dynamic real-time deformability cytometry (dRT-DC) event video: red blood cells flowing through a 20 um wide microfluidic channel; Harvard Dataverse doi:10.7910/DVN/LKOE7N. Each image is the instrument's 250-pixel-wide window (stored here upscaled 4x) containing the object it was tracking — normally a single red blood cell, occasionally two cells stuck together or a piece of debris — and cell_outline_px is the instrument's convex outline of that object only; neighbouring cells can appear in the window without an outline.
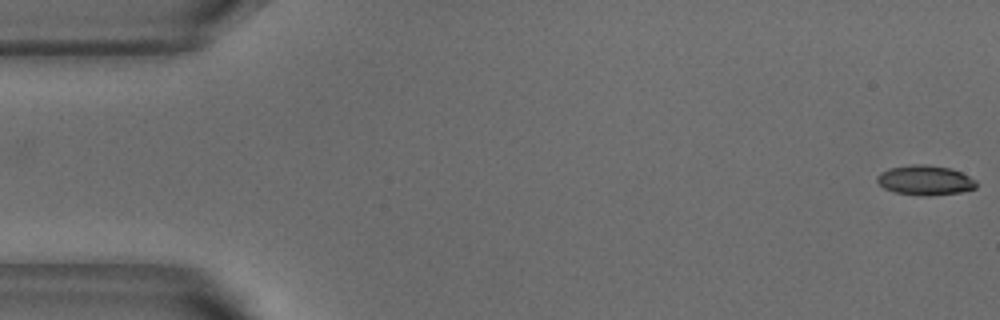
{"species": "common noctule bat (a hibernating species)", "species_latin": "Nyctalus noctula", "temperature_condition": "warm", "stored_images_in_passage": 53, "camera_frame_rate_fps": 3000, "um_per_image_px": 0.085, "animal": {"sex": "male", "body_mass_g": 18.8}, "frame": {"image": 1, "passage_image": 1, "time_ms": 0.0, "image_size_px": [1000, 320], "cell_outline_px": [[976, 188], [960, 192], [928, 196], [924, 196], [896, 192], [884, 188], [876, 180], [876, 176], [880, 172], [888, 168], [912, 164], [924, 164], [952, 168], [976, 180]], "centroid_in_image_um": [78.62, 15.31], "position_along_channel_um": 6.4, "area_um2": 17.22}}
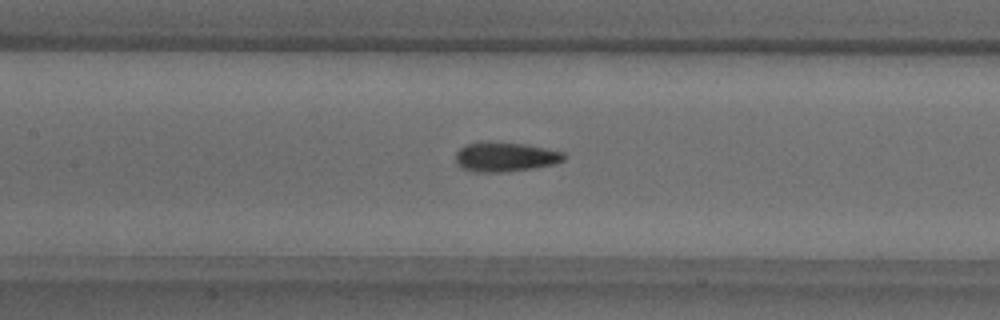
{"frame": {"image": 2, "passage_image": 24, "time_ms": 7.667, "image_size_px": [1000, 320], "cell_outline_px": [[564, 160], [552, 164], [532, 168], [504, 172], [476, 172], [460, 168], [456, 164], [456, 152], [460, 148], [468, 144], [484, 140], [488, 140], [524, 144], [564, 152]], "centroid_in_image_um": [42.88, 13.32], "position_along_channel_um": 164.5, "area_um2": 18.73}}
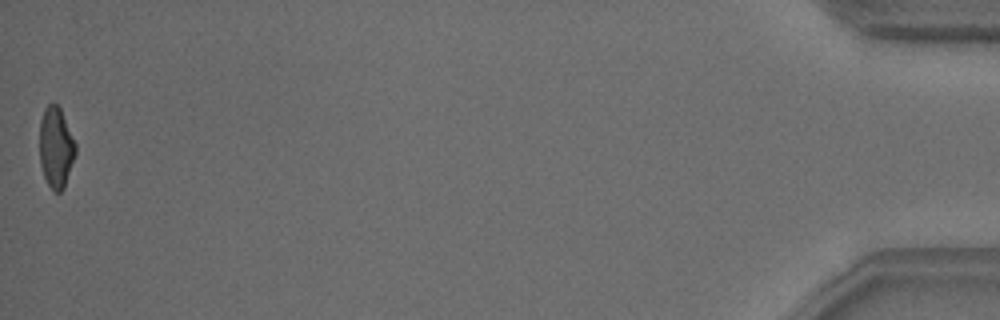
{"frame": {"image": 3, "passage_image": 53, "time_ms": 17.333, "image_size_px": [1000, 320], "cell_outline_px": [[76, 152], [64, 188], [60, 192], [56, 192], [48, 184], [44, 176], [40, 164], [40, 120], [44, 108], [48, 104], [56, 104], [60, 108], [76, 144]], "centroid_in_image_um": [4.75, 12.53], "position_along_channel_um": 430.5, "area_um2": 16.76}, "authors_computed_cell_mechanics": {"area_um2": 17.8602, "velocity_mm_per_s": 3.7921, "shape_relaxation_time_tau1_ms": 6.5834, "shape_relaxation_time_tau2_ms": 1.923, "deformation_change_tau1": 0.1858, "deformation_change_tau2": 0.0935}}